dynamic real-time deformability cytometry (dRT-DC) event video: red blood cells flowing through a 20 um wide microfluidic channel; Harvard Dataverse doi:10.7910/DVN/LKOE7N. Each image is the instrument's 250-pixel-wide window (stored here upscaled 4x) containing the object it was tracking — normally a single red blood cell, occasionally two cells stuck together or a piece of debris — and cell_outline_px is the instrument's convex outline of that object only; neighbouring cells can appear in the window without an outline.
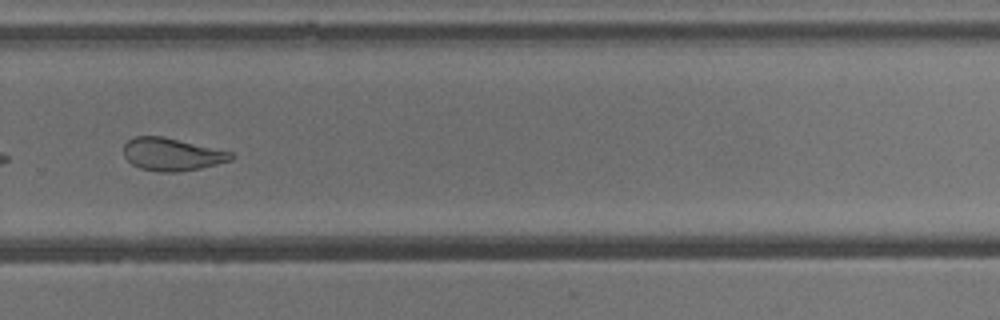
{"species": "common noctule bat (a hibernating species)", "species_latin": "Nyctalus noctula", "temperature_condition": "cold", "stored_images_in_passage": 35, "camera_frame_rate_fps": 3000, "um_per_image_px": 0.085, "animal": {"sex": "male", "body_mass_g": 13.3}, "frame": {"image": 1, "passage_image": 20, "time_ms": 6.333, "image_size_px": [1000, 320], "cell_outline_px": [[236, 156], [232, 160], [200, 168], [180, 172], [160, 172], [140, 168], [132, 164], [124, 156], [124, 144], [128, 140], [136, 136], [164, 136], [232, 152]], "centroid_in_image_um": [14.62, 13.12], "position_along_channel_um": 315.2, "area_um2": 20.52}}